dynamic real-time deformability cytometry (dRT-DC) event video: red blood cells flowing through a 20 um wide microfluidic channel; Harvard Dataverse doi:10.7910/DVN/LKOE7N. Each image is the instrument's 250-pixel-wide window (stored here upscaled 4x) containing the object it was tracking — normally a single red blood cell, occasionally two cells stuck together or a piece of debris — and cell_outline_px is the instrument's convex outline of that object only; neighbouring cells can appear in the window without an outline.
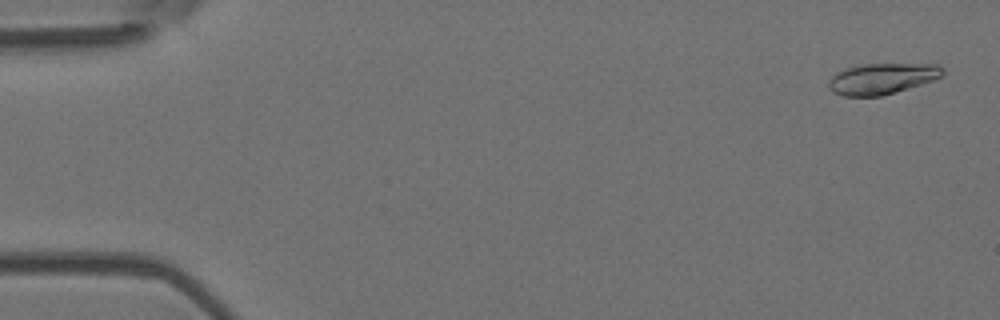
{"species": "Egyptian fruit bat (a non-hibernating species)", "species_latin": "Rousettus aegyptiacus", "temperature_condition": "room temperature", "stored_images_in_passage": 50, "camera_frame_rate_fps": 3000, "um_per_image_px": 0.085, "animal": {"sex": "female"}, "frame": {"image": 1, "passage_image": 2, "time_ms": 0.333, "image_size_px": [1000, 320], "cell_outline_px": [[944, 76], [920, 84], [880, 96], [844, 96], [832, 92], [828, 88], [828, 80], [836, 72], [844, 68], [864, 64], [940, 64], [944, 68]], "centroid_in_image_um": [74.95, 6.67], "position_along_channel_um": 10.0, "area_um2": 20.58}}
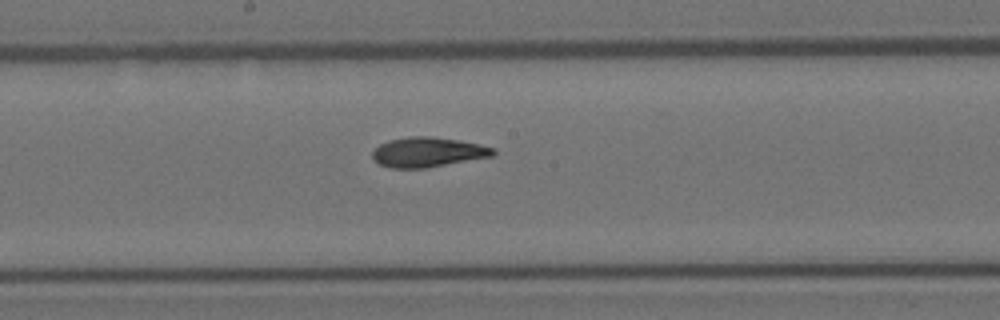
{"frame": {"image": 2, "passage_image": 27, "time_ms": 8.667, "image_size_px": [1000, 320], "cell_outline_px": [[496, 152], [492, 156], [424, 168], [392, 168], [380, 164], [372, 156], [372, 152], [380, 144], [388, 140], [408, 136], [428, 136], [456, 140], [480, 144], [496, 148]], "centroid_in_image_um": [36.36, 12.92], "position_along_channel_um": 211.8, "area_um2": 20.75}}
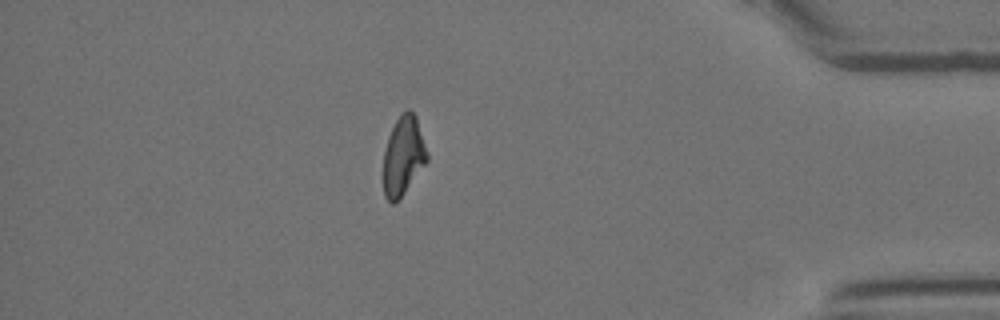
{"frame": {"image": 3, "passage_image": 44, "time_ms": 14.333, "image_size_px": [1000, 320], "cell_outline_px": [[428, 160], [404, 192], [392, 204], [384, 196], [384, 152], [388, 136], [400, 112], [408, 108], [416, 116], [428, 152]], "centroid_in_image_um": [34.28, 13.19], "position_along_channel_um": 400.9, "area_um2": 19.88}, "authors_computed_cell_mechanics": {"area_um2": 20.5479, "velocity_mm_per_s": 4.0378, "shape_relaxation_time_tau1_ms": 5.3977, "shape_relaxation_time_tau2_ms": 2.9061, "deformation_change_tau1": 0.1944, "deformation_change_tau2": 0.1043}}